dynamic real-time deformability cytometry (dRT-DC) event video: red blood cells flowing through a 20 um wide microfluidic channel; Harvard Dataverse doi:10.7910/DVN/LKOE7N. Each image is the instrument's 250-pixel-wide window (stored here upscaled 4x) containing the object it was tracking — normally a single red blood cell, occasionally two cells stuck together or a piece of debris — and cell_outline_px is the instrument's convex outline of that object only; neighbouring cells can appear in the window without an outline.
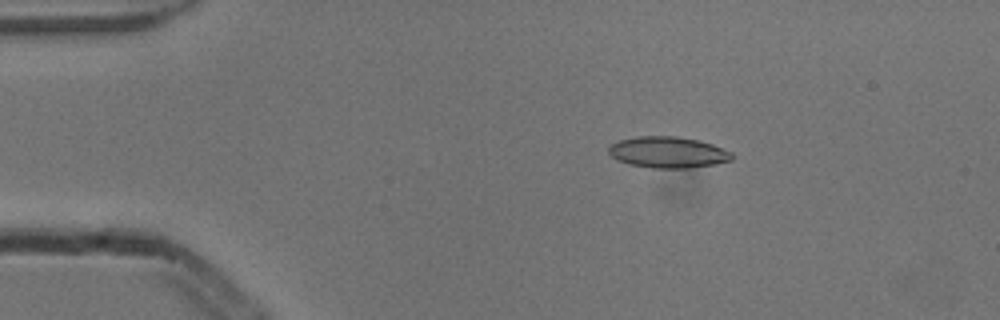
{"species": "common noctule bat (a hibernating species)", "species_latin": "Nyctalus noctula", "temperature_condition": "cold", "stored_images_in_passage": 6, "camera_frame_rate_fps": 3000, "um_per_image_px": 0.085, "animal": {"sex": "male", "body_mass_g": 13.3}, "frame": {"image": 1, "passage_image": 2, "time_ms": 0.333, "image_size_px": [1000, 320], "cell_outline_px": [[736, 156], [732, 160], [716, 164], [688, 168], [652, 168], [628, 164], [612, 156], [608, 152], [608, 148], [612, 144], [620, 140], [636, 136], [676, 136], [700, 140], [712, 144], [732, 152]], "centroid_in_image_um": [56.82, 12.94], "position_along_channel_um": 28.2, "area_um2": 22.54}}
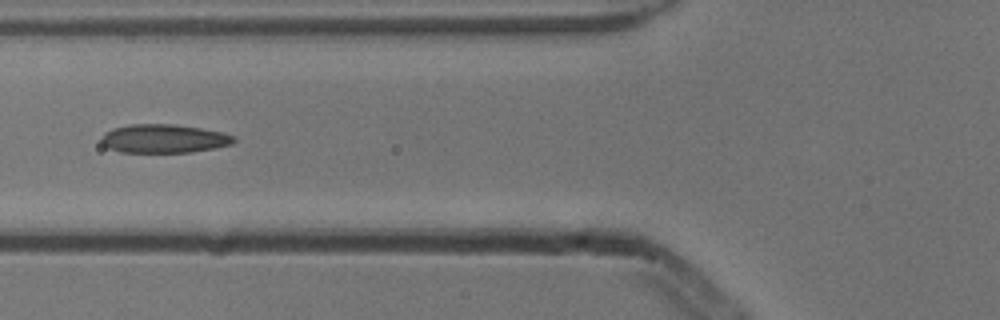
{"frame": {"image": 2, "passage_image": 5, "time_ms": 1.333, "image_size_px": [1000, 320], "cell_outline_px": [[236, 140], [232, 144], [192, 152], [120, 152], [108, 148], [100, 140], [104, 132], [112, 128], [128, 124], [176, 124], [224, 132], [236, 136]], "centroid_in_image_um": [13.93, 11.77], "position_along_channel_um": 111.9, "area_um2": 22.25}}
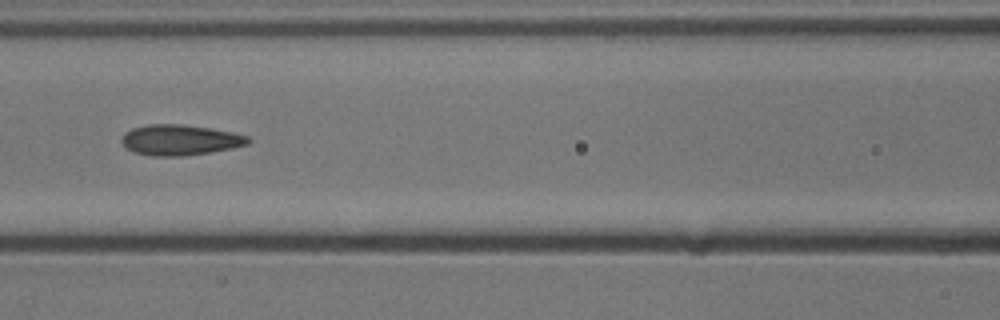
{"frame": {"image": 3, "passage_image": 6, "time_ms": 1.667, "image_size_px": [1000, 320], "cell_outline_px": [[252, 140], [248, 144], [232, 148], [208, 152], [180, 156], [152, 156], [132, 152], [124, 148], [124, 136], [132, 128], [148, 124], [180, 124], [208, 128], [232, 132], [248, 136]], "centroid_in_image_um": [15.31, 11.9], "position_along_channel_um": 151.3, "area_um2": 22.25}}